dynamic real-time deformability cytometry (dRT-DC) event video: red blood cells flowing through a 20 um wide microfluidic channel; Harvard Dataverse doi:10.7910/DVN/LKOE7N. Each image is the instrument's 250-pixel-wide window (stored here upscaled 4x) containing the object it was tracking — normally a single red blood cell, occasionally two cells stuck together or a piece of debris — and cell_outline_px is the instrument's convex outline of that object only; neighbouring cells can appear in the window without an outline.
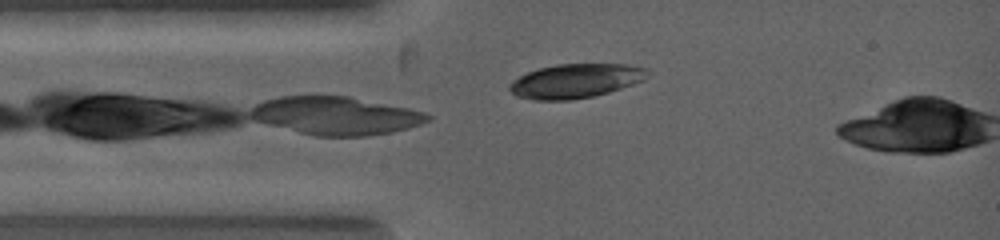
{"species": "common noctule bat (a hibernating species)", "species_latin": "Nyctalus noctula", "temperature_condition": "warm", "stored_images_in_passage": 3, "camera_frame_rate_fps": 5000, "um_per_image_px": 0.085, "animal": {"sex": "female", "body_mass_g": 19.0, "forearm_length_mm": 53.3}, "frame": {"image": 1, "passage_image": 3, "time_ms": 1.4, "image_size_px": [1000, 240], "cell_outline_px": [[644, 80], [608, 92], [592, 96], [568, 100], [536, 100], [516, 96], [508, 88], [520, 76], [528, 72], [540, 68], [560, 64], [624, 64], [644, 68]], "centroid_in_image_um": [48.88, 6.88], "position_along_channel_um": 36.1, "area_um2": 26.7}}